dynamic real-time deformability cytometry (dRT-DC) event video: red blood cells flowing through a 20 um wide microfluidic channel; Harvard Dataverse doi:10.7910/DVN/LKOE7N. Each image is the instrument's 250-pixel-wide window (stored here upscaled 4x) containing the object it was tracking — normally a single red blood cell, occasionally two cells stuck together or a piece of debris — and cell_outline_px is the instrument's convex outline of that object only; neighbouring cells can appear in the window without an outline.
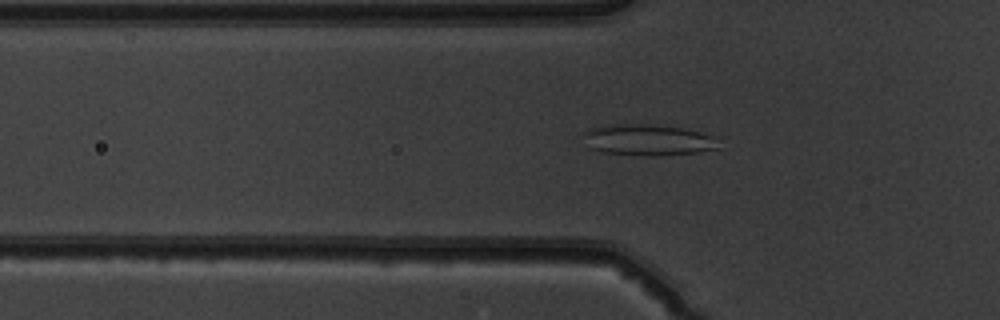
{"species": "common noctule bat (a hibernating species)", "species_latin": "Nyctalus noctula", "temperature_condition": "warm", "stored_images_in_passage": 45, "segment_of_instrument_passage": [1, 2], "camera_frame_rate_fps": 3000, "um_per_image_px": 0.085, "animal": {"sex": "male", "body_mass_g": 19.5, "forearm_length_mm": 54.6}, "frame": {"image": 1, "passage_image": 17, "time_ms": 5.333, "image_size_px": [1000, 320], "cell_outline_px": [[720, 148], [696, 152], [660, 156], [644, 156], [604, 152], [588, 148], [580, 136], [584, 132], [592, 128], [620, 124], [648, 124], [684, 128], [720, 136]], "centroid_in_image_um": [55.14, 11.9], "position_along_channel_um": 70.7, "area_um2": 25.09}}
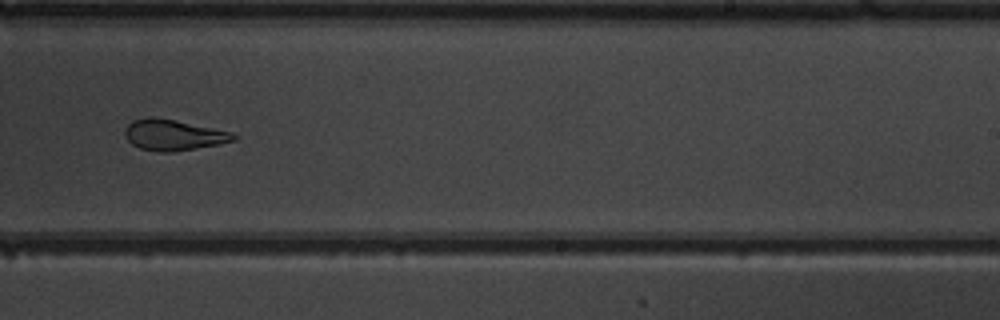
{"frame": {"image": 2, "passage_image": 32, "time_ms": 10.333, "image_size_px": [1000, 320], "cell_outline_px": [[240, 136], [236, 140], [220, 144], [172, 152], [160, 152], [140, 148], [132, 144], [128, 140], [124, 132], [124, 128], [132, 120], [148, 116], [152, 116], [176, 120], [232, 132]], "centroid_in_image_um": [14.75, 11.46], "position_along_channel_um": 274.3, "area_um2": 19.71}}
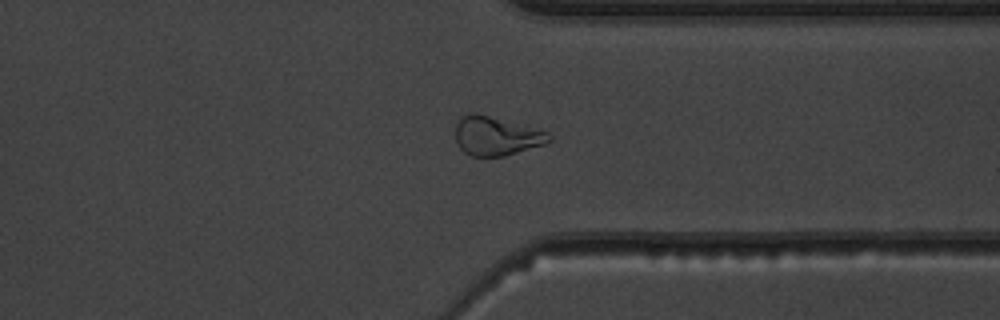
{"frame": {"image": 3, "passage_image": 39, "time_ms": 12.667, "image_size_px": [1000, 320], "cell_outline_px": [[552, 140], [544, 144], [504, 156], [472, 156], [464, 152], [460, 148], [456, 140], [456, 120], [460, 116], [468, 112], [476, 112], [548, 132], [552, 136]], "centroid_in_image_um": [42.14, 11.54], "position_along_channel_um": 369.3, "area_um2": 21.21}}